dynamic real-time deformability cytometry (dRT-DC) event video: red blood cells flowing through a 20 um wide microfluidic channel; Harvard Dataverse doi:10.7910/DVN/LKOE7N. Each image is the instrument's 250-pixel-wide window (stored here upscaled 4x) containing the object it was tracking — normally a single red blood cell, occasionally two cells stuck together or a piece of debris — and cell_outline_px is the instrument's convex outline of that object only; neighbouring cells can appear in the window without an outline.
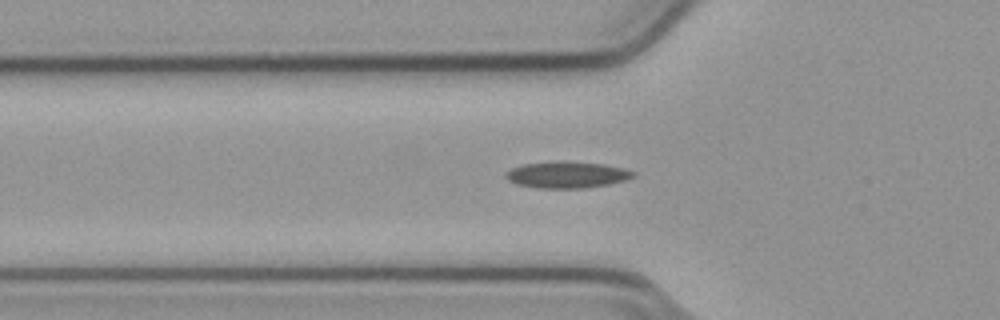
{"species": "common noctule bat (a hibernating species)", "species_latin": "Nyctalus noctula", "temperature_condition": "cold", "stored_images_in_passage": 48, "camera_frame_rate_fps": 3000, "um_per_image_px": 0.085, "animal": {"sex": "male", "body_mass_g": 23.1, "forearm_length_mm": 52.7}, "frame": {"image": 1, "passage_image": 18, "time_ms": 5.667, "image_size_px": [1000, 320], "cell_outline_px": [[636, 176], [624, 180], [608, 184], [584, 188], [536, 188], [516, 184], [508, 180], [504, 176], [512, 168], [524, 164], [604, 164], [624, 168], [636, 172]], "centroid_in_image_um": [48.22, 14.91], "position_along_channel_um": 77.6, "area_um2": 18.61}}
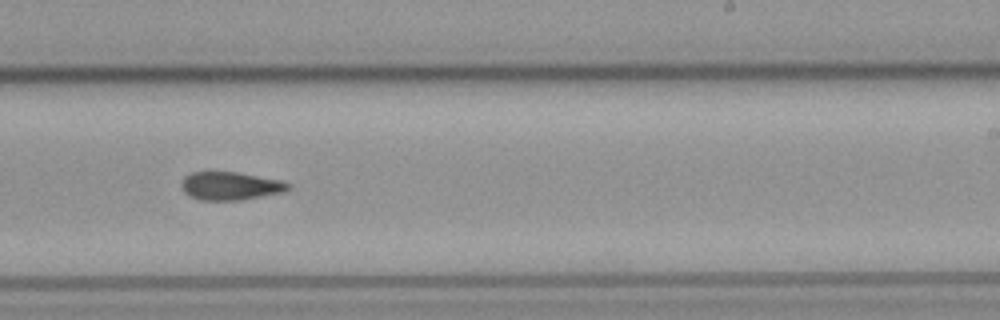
{"frame": {"image": 2, "passage_image": 33, "time_ms": 10.667, "image_size_px": [1000, 320], "cell_outline_px": [[292, 188], [284, 192], [240, 200], [200, 200], [188, 196], [180, 188], [180, 184], [184, 176], [192, 172], [236, 172], [284, 180], [292, 184]], "centroid_in_image_um": [19.6, 15.8], "position_along_channel_um": 269.4, "area_um2": 17.86}}
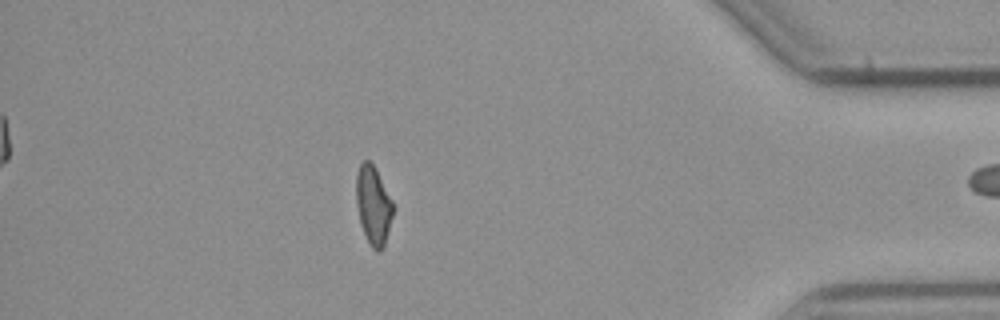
{"frame": {"image": 3, "passage_image": 47, "time_ms": 15.333, "image_size_px": [1000, 320], "cell_outline_px": [[392, 216], [384, 248], [380, 252], [376, 252], [372, 248], [360, 224], [356, 204], [356, 172], [360, 164], [364, 160], [368, 160], [376, 168], [392, 200]], "centroid_in_image_um": [31.71, 17.45], "position_along_channel_um": 403.5, "area_um2": 16.88}}